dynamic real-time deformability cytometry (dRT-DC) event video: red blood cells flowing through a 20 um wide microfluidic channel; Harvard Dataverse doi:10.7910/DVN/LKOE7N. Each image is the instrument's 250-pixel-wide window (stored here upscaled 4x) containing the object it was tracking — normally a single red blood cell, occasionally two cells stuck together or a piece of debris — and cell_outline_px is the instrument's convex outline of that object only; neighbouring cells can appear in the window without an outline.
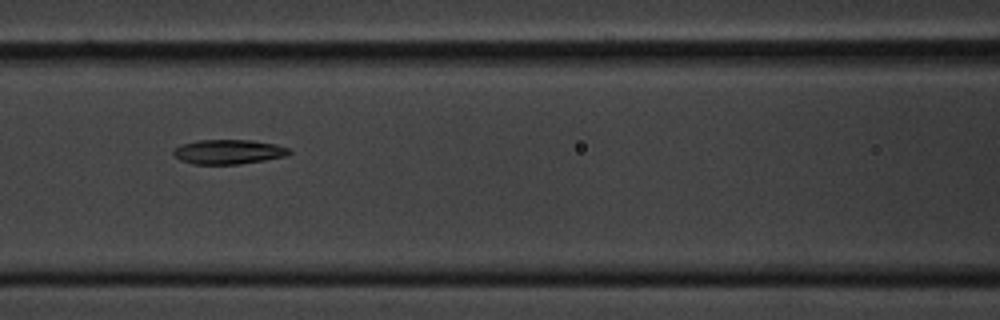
{"species": "common noctule bat (a hibernating species)", "species_latin": "Nyctalus noctula", "temperature_condition": "cold", "stored_images_in_passage": 41, "camera_frame_rate_fps": 3000, "um_per_image_px": 0.085, "animal": {"sex": "male", "body_mass_g": 20.1, "forearm_length_mm": 53.5}, "frame": {"image": 1, "passage_image": 9, "time_ms": 2.667, "image_size_px": [1000, 320], "cell_outline_px": [[292, 152], [284, 156], [264, 160], [240, 164], [192, 164], [180, 160], [172, 152], [180, 144], [196, 140], [252, 140], [276, 144], [288, 148]], "centroid_in_image_um": [19.4, 12.9], "position_along_channel_um": 147.2, "area_um2": 16.53}}
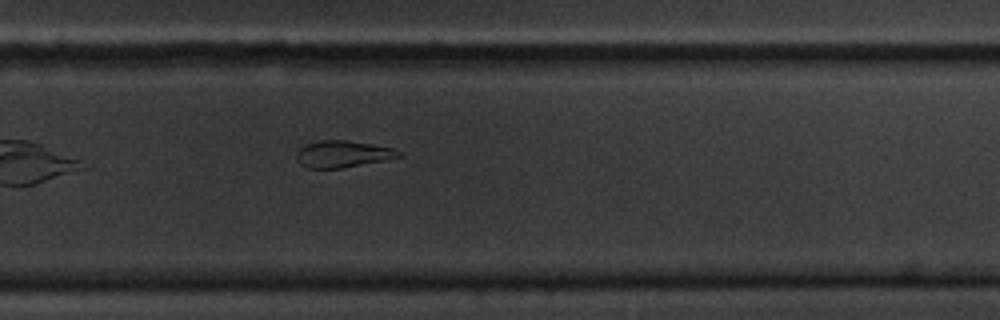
{"frame": {"image": 2, "passage_image": 22, "time_ms": 7.0, "image_size_px": [1000, 320], "cell_outline_px": [[404, 156], [384, 160], [340, 168], [308, 168], [300, 164], [296, 160], [296, 152], [300, 148], [308, 144], [320, 140], [348, 140], [372, 144], [392, 148], [400, 152]], "centroid_in_image_um": [29.12, 13.09], "position_along_channel_um": 300.7, "area_um2": 15.84}}
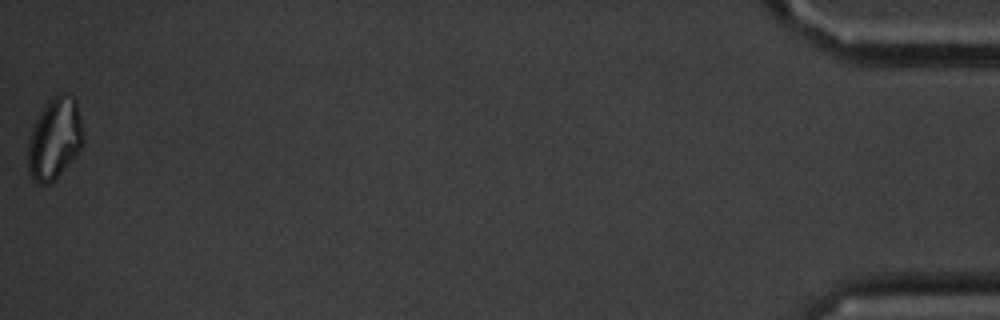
{"frame": {"image": 3, "passage_image": 41, "time_ms": 13.333, "image_size_px": [1000, 320], "cell_outline_px": [[84, 144], [76, 156], [48, 184], [40, 184], [32, 180], [28, 176], [28, 140], [32, 128], [44, 104], [52, 96], [60, 92], [64, 92], [72, 96], [76, 100], [84, 132]], "centroid_in_image_um": [4.65, 11.75], "position_along_channel_um": 430.6, "area_um2": 26.59}, "authors_computed_cell_mechanics": {"area_um2": 17.1666, "velocity_mm_per_s": 3.5566, "shape_relaxation_time_tau1_ms": 4.9277, "shape_relaxation_time_tau2_ms": 8.0462, "deformation_change_tau1": 0.1676, "deformation_change_tau2": 0.1559}}